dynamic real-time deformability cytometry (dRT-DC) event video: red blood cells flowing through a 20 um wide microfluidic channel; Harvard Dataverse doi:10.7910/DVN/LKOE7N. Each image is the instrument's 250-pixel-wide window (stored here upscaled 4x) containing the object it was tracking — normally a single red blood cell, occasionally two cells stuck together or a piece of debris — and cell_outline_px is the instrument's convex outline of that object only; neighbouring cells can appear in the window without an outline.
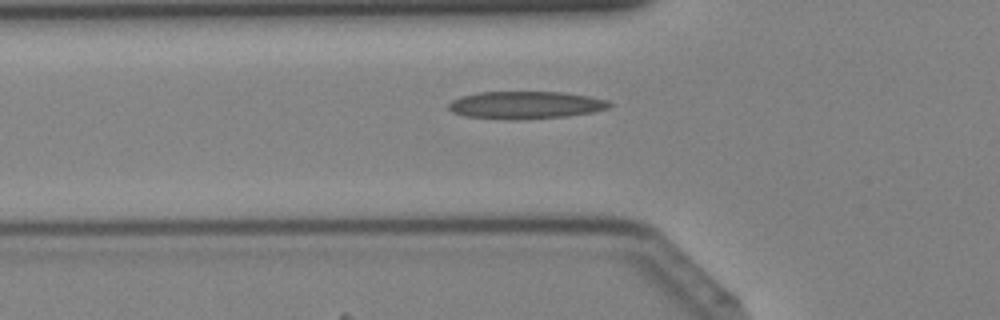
{"species": "Egyptian fruit bat (a non-hibernating species)", "species_latin": "Rousettus aegyptiacus", "temperature_condition": "cold", "stored_images_in_passage": 42, "camera_frame_rate_fps": 3000, "um_per_image_px": 0.085, "animal": {"sex": "female"}, "frame": {"image": 1, "passage_image": 14, "time_ms": 4.333, "image_size_px": [1000, 320], "cell_outline_px": [[612, 104], [608, 108], [592, 112], [568, 116], [524, 120], [508, 120], [464, 116], [452, 112], [448, 108], [448, 104], [452, 100], [460, 96], [480, 92], [564, 92], [588, 96], [608, 100]], "centroid_in_image_um": [44.65, 8.94], "position_along_channel_um": 81.1, "area_um2": 26.07}}
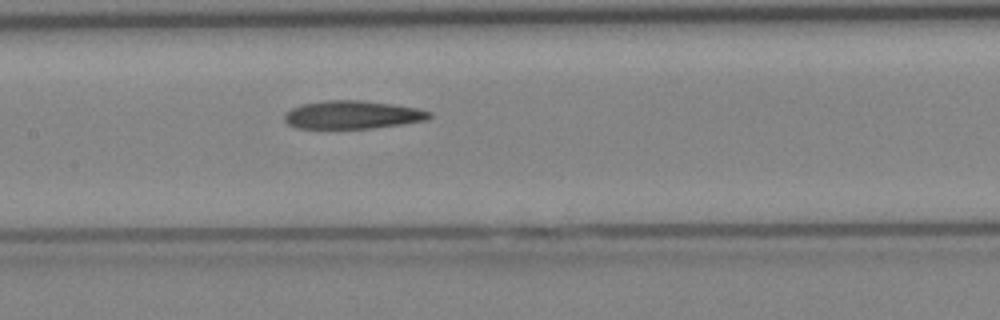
{"frame": {"image": 2, "passage_image": 20, "time_ms": 6.333, "image_size_px": [1000, 320], "cell_outline_px": [[432, 116], [428, 120], [372, 128], [296, 128], [288, 124], [284, 120], [284, 112], [300, 104], [324, 100], [360, 100], [392, 104], [416, 108], [432, 112]], "centroid_in_image_um": [29.93, 9.75], "position_along_channel_um": 177.5, "area_um2": 23.81}}
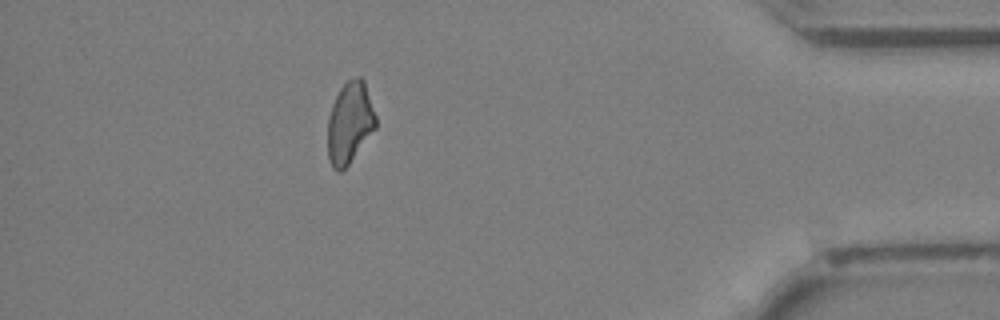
{"frame": {"image": 3, "passage_image": 37, "time_ms": 12.0, "image_size_px": [1000, 320], "cell_outline_px": [[376, 128], [348, 164], [340, 172], [336, 172], [332, 168], [328, 156], [328, 116], [332, 104], [340, 88], [348, 80], [356, 76], [360, 76], [364, 80], [376, 116]], "centroid_in_image_um": [29.72, 10.42], "position_along_channel_um": 405.5, "area_um2": 22.77}}